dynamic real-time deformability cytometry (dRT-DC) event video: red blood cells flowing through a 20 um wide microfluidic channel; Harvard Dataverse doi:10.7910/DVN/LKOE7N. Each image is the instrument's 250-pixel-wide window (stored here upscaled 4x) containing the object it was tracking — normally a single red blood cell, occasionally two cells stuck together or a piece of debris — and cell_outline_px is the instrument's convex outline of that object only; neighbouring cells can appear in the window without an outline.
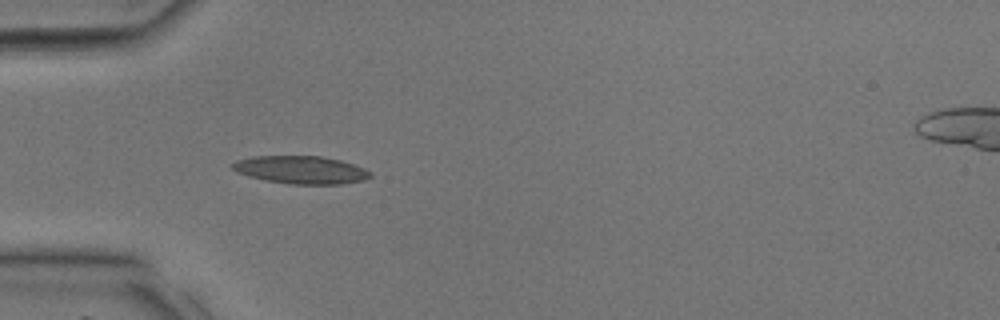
{"species": "common noctule bat (a hibernating species)", "species_latin": "Nyctalus noctula", "temperature_condition": "room temperature", "stored_images_in_passage": 26, "camera_frame_rate_fps": 3000, "um_per_image_px": 0.085, "animal": {"sex": "male", "body_mass_g": 17.9, "forearm_length_mm": 54.2}, "frame": {"image": 1, "passage_image": 1, "time_ms": 0.0, "image_size_px": [1000, 320], "cell_outline_px": [[372, 176], [364, 180], [340, 184], [288, 184], [264, 180], [248, 176], [236, 172], [232, 168], [232, 164], [236, 160], [252, 156], [320, 156], [340, 160], [364, 168], [372, 172]], "centroid_in_image_um": [25.56, 14.44], "position_along_channel_um": 59.4, "area_um2": 22.43}}
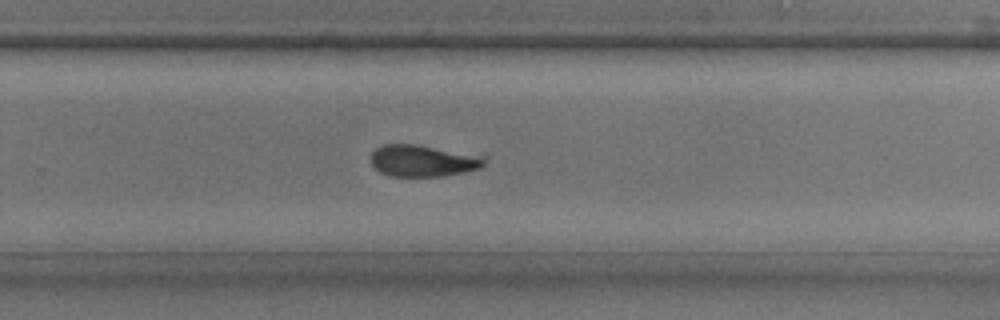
{"frame": {"image": 2, "passage_image": 14, "time_ms": 4.333, "image_size_px": [1000, 320], "cell_outline_px": [[488, 160], [480, 168], [464, 172], [440, 176], [392, 176], [380, 172], [372, 164], [372, 152], [376, 148], [384, 144], [412, 144], [488, 156]], "centroid_in_image_um": [36.0, 13.66], "position_along_channel_um": 293.8, "area_um2": 20.87}}
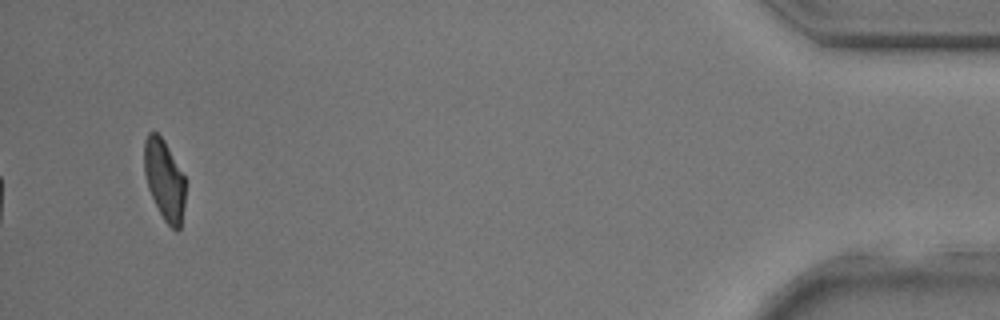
{"frame": {"image": 3, "passage_image": 25, "time_ms": 8.0, "image_size_px": [1000, 320], "cell_outline_px": [[184, 204], [180, 228], [176, 232], [164, 220], [148, 188], [144, 172], [144, 140], [148, 132], [156, 132], [164, 140], [184, 176]], "centroid_in_image_um": [13.95, 15.27], "position_along_channel_um": 421.2, "area_um2": 19.02}}